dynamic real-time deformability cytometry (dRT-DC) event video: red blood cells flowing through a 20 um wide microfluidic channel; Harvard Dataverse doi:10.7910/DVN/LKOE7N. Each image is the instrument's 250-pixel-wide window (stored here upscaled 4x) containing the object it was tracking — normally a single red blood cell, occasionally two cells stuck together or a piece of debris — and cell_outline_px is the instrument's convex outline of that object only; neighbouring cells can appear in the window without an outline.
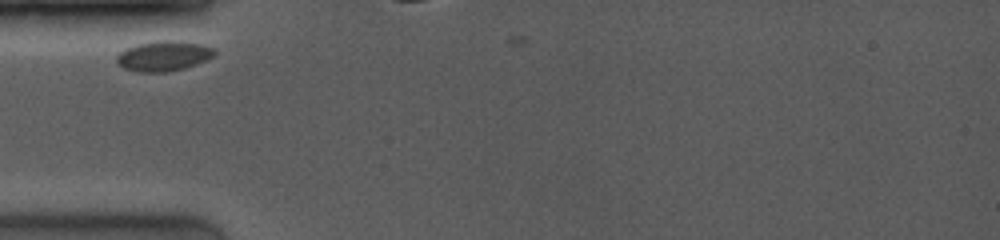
{"species": "common noctule bat (a hibernating species)", "species_latin": "Nyctalus noctula", "temperature_condition": "room temperature", "stored_images_in_passage": 3, "camera_frame_rate_fps": 4000, "um_per_image_px": 0.085, "animal": {"sex": "female", "body_mass_g": 19.0, "forearm_length_mm": 53.3}, "frame": {"image": 1, "passage_image": 2, "time_ms": 0.25, "image_size_px": [1000, 240], "cell_outline_px": [[216, 52], [212, 56], [196, 64], [184, 68], [168, 72], [136, 72], [124, 68], [116, 60], [116, 56], [124, 48], [136, 44], [160, 40], [172, 40], [200, 44], [216, 48]], "centroid_in_image_um": [13.88, 4.75], "position_along_channel_um": 71.1, "area_um2": 17.17}}